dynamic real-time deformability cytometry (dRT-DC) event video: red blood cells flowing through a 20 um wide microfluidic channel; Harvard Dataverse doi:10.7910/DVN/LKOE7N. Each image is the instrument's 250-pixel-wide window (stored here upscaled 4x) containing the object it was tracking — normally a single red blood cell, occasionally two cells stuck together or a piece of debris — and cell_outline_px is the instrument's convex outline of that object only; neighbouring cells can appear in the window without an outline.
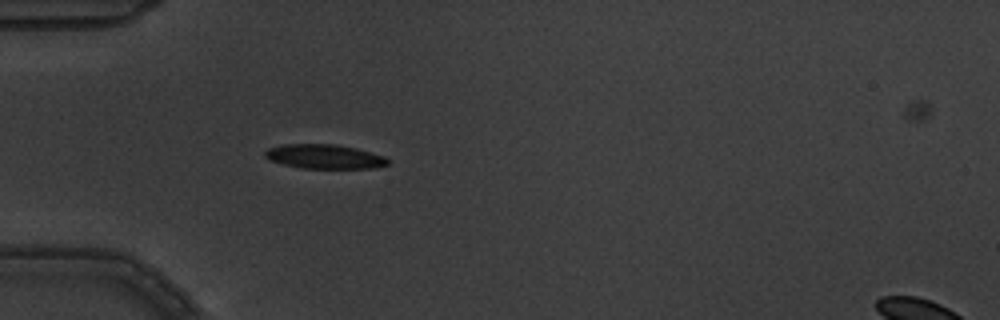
{"species": "common noctule bat (a hibernating species)", "species_latin": "Nyctalus noctula", "temperature_condition": "warm", "stored_images_in_passage": 7, "camera_frame_rate_fps": 3000, "um_per_image_px": 0.085, "animal": {"sex": "male", "body_mass_g": 19.5, "forearm_length_mm": 54.6}, "frame": {"image": 1, "passage_image": 6, "time_ms": 1.667, "image_size_px": [1000, 320], "cell_outline_px": [[388, 164], [372, 168], [300, 168], [268, 160], [264, 156], [264, 152], [268, 148], [280, 144], [336, 144], [356, 148], [384, 156], [388, 160]], "centroid_in_image_um": [27.52, 13.3], "position_along_channel_um": 57.5, "area_um2": 17.4}}